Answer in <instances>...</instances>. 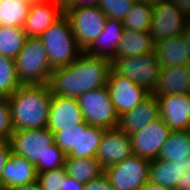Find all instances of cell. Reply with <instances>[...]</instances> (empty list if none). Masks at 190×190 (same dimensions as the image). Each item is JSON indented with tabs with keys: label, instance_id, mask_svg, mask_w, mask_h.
Masks as SVG:
<instances>
[{
	"label": "cell",
	"instance_id": "cell-1",
	"mask_svg": "<svg viewBox=\"0 0 190 190\" xmlns=\"http://www.w3.org/2000/svg\"><path fill=\"white\" fill-rule=\"evenodd\" d=\"M111 61L83 51L65 67L53 69L49 79L51 94L78 98L82 94L107 84Z\"/></svg>",
	"mask_w": 190,
	"mask_h": 190
},
{
	"label": "cell",
	"instance_id": "cell-16",
	"mask_svg": "<svg viewBox=\"0 0 190 190\" xmlns=\"http://www.w3.org/2000/svg\"><path fill=\"white\" fill-rule=\"evenodd\" d=\"M160 118L158 97L150 93L135 108L119 116L117 128L130 135Z\"/></svg>",
	"mask_w": 190,
	"mask_h": 190
},
{
	"label": "cell",
	"instance_id": "cell-19",
	"mask_svg": "<svg viewBox=\"0 0 190 190\" xmlns=\"http://www.w3.org/2000/svg\"><path fill=\"white\" fill-rule=\"evenodd\" d=\"M37 177L36 166L25 157L11 151L2 173V190L32 183Z\"/></svg>",
	"mask_w": 190,
	"mask_h": 190
},
{
	"label": "cell",
	"instance_id": "cell-9",
	"mask_svg": "<svg viewBox=\"0 0 190 190\" xmlns=\"http://www.w3.org/2000/svg\"><path fill=\"white\" fill-rule=\"evenodd\" d=\"M150 164V160L132 154L104 169V174L115 190H139L149 180Z\"/></svg>",
	"mask_w": 190,
	"mask_h": 190
},
{
	"label": "cell",
	"instance_id": "cell-5",
	"mask_svg": "<svg viewBox=\"0 0 190 190\" xmlns=\"http://www.w3.org/2000/svg\"><path fill=\"white\" fill-rule=\"evenodd\" d=\"M17 76L22 85H48L52 68L44 44L39 37H27L15 58Z\"/></svg>",
	"mask_w": 190,
	"mask_h": 190
},
{
	"label": "cell",
	"instance_id": "cell-20",
	"mask_svg": "<svg viewBox=\"0 0 190 190\" xmlns=\"http://www.w3.org/2000/svg\"><path fill=\"white\" fill-rule=\"evenodd\" d=\"M123 31L122 20L107 18L104 30L85 52L112 61L116 57Z\"/></svg>",
	"mask_w": 190,
	"mask_h": 190
},
{
	"label": "cell",
	"instance_id": "cell-45",
	"mask_svg": "<svg viewBox=\"0 0 190 190\" xmlns=\"http://www.w3.org/2000/svg\"><path fill=\"white\" fill-rule=\"evenodd\" d=\"M136 1L154 4V3H158V2H160L162 0H136Z\"/></svg>",
	"mask_w": 190,
	"mask_h": 190
},
{
	"label": "cell",
	"instance_id": "cell-35",
	"mask_svg": "<svg viewBox=\"0 0 190 190\" xmlns=\"http://www.w3.org/2000/svg\"><path fill=\"white\" fill-rule=\"evenodd\" d=\"M84 190H115L105 174L84 184Z\"/></svg>",
	"mask_w": 190,
	"mask_h": 190
},
{
	"label": "cell",
	"instance_id": "cell-12",
	"mask_svg": "<svg viewBox=\"0 0 190 190\" xmlns=\"http://www.w3.org/2000/svg\"><path fill=\"white\" fill-rule=\"evenodd\" d=\"M170 132L171 129L160 117L143 130L130 134L133 154L150 161L157 159Z\"/></svg>",
	"mask_w": 190,
	"mask_h": 190
},
{
	"label": "cell",
	"instance_id": "cell-46",
	"mask_svg": "<svg viewBox=\"0 0 190 190\" xmlns=\"http://www.w3.org/2000/svg\"><path fill=\"white\" fill-rule=\"evenodd\" d=\"M23 1L30 3V4H33V3L38 2L40 0H23Z\"/></svg>",
	"mask_w": 190,
	"mask_h": 190
},
{
	"label": "cell",
	"instance_id": "cell-39",
	"mask_svg": "<svg viewBox=\"0 0 190 190\" xmlns=\"http://www.w3.org/2000/svg\"><path fill=\"white\" fill-rule=\"evenodd\" d=\"M190 187V174L188 172L183 174V177L177 182L175 190H188Z\"/></svg>",
	"mask_w": 190,
	"mask_h": 190
},
{
	"label": "cell",
	"instance_id": "cell-7",
	"mask_svg": "<svg viewBox=\"0 0 190 190\" xmlns=\"http://www.w3.org/2000/svg\"><path fill=\"white\" fill-rule=\"evenodd\" d=\"M84 121L91 126L115 129L119 116L106 86L90 90L77 98Z\"/></svg>",
	"mask_w": 190,
	"mask_h": 190
},
{
	"label": "cell",
	"instance_id": "cell-4",
	"mask_svg": "<svg viewBox=\"0 0 190 190\" xmlns=\"http://www.w3.org/2000/svg\"><path fill=\"white\" fill-rule=\"evenodd\" d=\"M53 69L65 67L83 50L77 45L68 18L63 14L40 37Z\"/></svg>",
	"mask_w": 190,
	"mask_h": 190
},
{
	"label": "cell",
	"instance_id": "cell-6",
	"mask_svg": "<svg viewBox=\"0 0 190 190\" xmlns=\"http://www.w3.org/2000/svg\"><path fill=\"white\" fill-rule=\"evenodd\" d=\"M111 69L152 93L158 83L160 65L155 51L135 57H115Z\"/></svg>",
	"mask_w": 190,
	"mask_h": 190
},
{
	"label": "cell",
	"instance_id": "cell-44",
	"mask_svg": "<svg viewBox=\"0 0 190 190\" xmlns=\"http://www.w3.org/2000/svg\"><path fill=\"white\" fill-rule=\"evenodd\" d=\"M185 34V44H186V51H187V60L188 64L190 65V25L184 32Z\"/></svg>",
	"mask_w": 190,
	"mask_h": 190
},
{
	"label": "cell",
	"instance_id": "cell-32",
	"mask_svg": "<svg viewBox=\"0 0 190 190\" xmlns=\"http://www.w3.org/2000/svg\"><path fill=\"white\" fill-rule=\"evenodd\" d=\"M66 176L67 172L64 166L59 169L38 173L37 181L41 190H61Z\"/></svg>",
	"mask_w": 190,
	"mask_h": 190
},
{
	"label": "cell",
	"instance_id": "cell-34",
	"mask_svg": "<svg viewBox=\"0 0 190 190\" xmlns=\"http://www.w3.org/2000/svg\"><path fill=\"white\" fill-rule=\"evenodd\" d=\"M77 126L64 131L54 133V143L67 154L72 148H76Z\"/></svg>",
	"mask_w": 190,
	"mask_h": 190
},
{
	"label": "cell",
	"instance_id": "cell-11",
	"mask_svg": "<svg viewBox=\"0 0 190 190\" xmlns=\"http://www.w3.org/2000/svg\"><path fill=\"white\" fill-rule=\"evenodd\" d=\"M106 87L118 116L135 108L150 94L144 87L137 85L128 77L115 73L112 69L108 73Z\"/></svg>",
	"mask_w": 190,
	"mask_h": 190
},
{
	"label": "cell",
	"instance_id": "cell-26",
	"mask_svg": "<svg viewBox=\"0 0 190 190\" xmlns=\"http://www.w3.org/2000/svg\"><path fill=\"white\" fill-rule=\"evenodd\" d=\"M65 168L67 175L82 184H87L104 174V169L96 158L66 157Z\"/></svg>",
	"mask_w": 190,
	"mask_h": 190
},
{
	"label": "cell",
	"instance_id": "cell-36",
	"mask_svg": "<svg viewBox=\"0 0 190 190\" xmlns=\"http://www.w3.org/2000/svg\"><path fill=\"white\" fill-rule=\"evenodd\" d=\"M11 147L9 141H0V190H2V173L5 167L6 161L9 158Z\"/></svg>",
	"mask_w": 190,
	"mask_h": 190
},
{
	"label": "cell",
	"instance_id": "cell-24",
	"mask_svg": "<svg viewBox=\"0 0 190 190\" xmlns=\"http://www.w3.org/2000/svg\"><path fill=\"white\" fill-rule=\"evenodd\" d=\"M188 164L155 159L151 161L149 180L168 190H175L177 182L187 172Z\"/></svg>",
	"mask_w": 190,
	"mask_h": 190
},
{
	"label": "cell",
	"instance_id": "cell-37",
	"mask_svg": "<svg viewBox=\"0 0 190 190\" xmlns=\"http://www.w3.org/2000/svg\"><path fill=\"white\" fill-rule=\"evenodd\" d=\"M61 190H84V184L67 175Z\"/></svg>",
	"mask_w": 190,
	"mask_h": 190
},
{
	"label": "cell",
	"instance_id": "cell-17",
	"mask_svg": "<svg viewBox=\"0 0 190 190\" xmlns=\"http://www.w3.org/2000/svg\"><path fill=\"white\" fill-rule=\"evenodd\" d=\"M63 14L52 0H40L31 4L23 29L27 37H40Z\"/></svg>",
	"mask_w": 190,
	"mask_h": 190
},
{
	"label": "cell",
	"instance_id": "cell-28",
	"mask_svg": "<svg viewBox=\"0 0 190 190\" xmlns=\"http://www.w3.org/2000/svg\"><path fill=\"white\" fill-rule=\"evenodd\" d=\"M26 39L27 35L22 27L0 25V55L15 59Z\"/></svg>",
	"mask_w": 190,
	"mask_h": 190
},
{
	"label": "cell",
	"instance_id": "cell-15",
	"mask_svg": "<svg viewBox=\"0 0 190 190\" xmlns=\"http://www.w3.org/2000/svg\"><path fill=\"white\" fill-rule=\"evenodd\" d=\"M160 117L171 131L190 130V93L158 97Z\"/></svg>",
	"mask_w": 190,
	"mask_h": 190
},
{
	"label": "cell",
	"instance_id": "cell-22",
	"mask_svg": "<svg viewBox=\"0 0 190 190\" xmlns=\"http://www.w3.org/2000/svg\"><path fill=\"white\" fill-rule=\"evenodd\" d=\"M157 159L188 164L190 167V130L171 131Z\"/></svg>",
	"mask_w": 190,
	"mask_h": 190
},
{
	"label": "cell",
	"instance_id": "cell-38",
	"mask_svg": "<svg viewBox=\"0 0 190 190\" xmlns=\"http://www.w3.org/2000/svg\"><path fill=\"white\" fill-rule=\"evenodd\" d=\"M174 3L180 11L190 19V0H168Z\"/></svg>",
	"mask_w": 190,
	"mask_h": 190
},
{
	"label": "cell",
	"instance_id": "cell-8",
	"mask_svg": "<svg viewBox=\"0 0 190 190\" xmlns=\"http://www.w3.org/2000/svg\"><path fill=\"white\" fill-rule=\"evenodd\" d=\"M68 18L77 45L85 51L104 30L107 17L98 6L69 8Z\"/></svg>",
	"mask_w": 190,
	"mask_h": 190
},
{
	"label": "cell",
	"instance_id": "cell-14",
	"mask_svg": "<svg viewBox=\"0 0 190 190\" xmlns=\"http://www.w3.org/2000/svg\"><path fill=\"white\" fill-rule=\"evenodd\" d=\"M133 154L130 136L118 128L106 129L101 138L95 158L103 169L123 162Z\"/></svg>",
	"mask_w": 190,
	"mask_h": 190
},
{
	"label": "cell",
	"instance_id": "cell-10",
	"mask_svg": "<svg viewBox=\"0 0 190 190\" xmlns=\"http://www.w3.org/2000/svg\"><path fill=\"white\" fill-rule=\"evenodd\" d=\"M153 5L149 33L154 43L182 35L190 25V19L174 3L162 0Z\"/></svg>",
	"mask_w": 190,
	"mask_h": 190
},
{
	"label": "cell",
	"instance_id": "cell-13",
	"mask_svg": "<svg viewBox=\"0 0 190 190\" xmlns=\"http://www.w3.org/2000/svg\"><path fill=\"white\" fill-rule=\"evenodd\" d=\"M84 122L77 98L51 95L47 128L54 134L74 128Z\"/></svg>",
	"mask_w": 190,
	"mask_h": 190
},
{
	"label": "cell",
	"instance_id": "cell-40",
	"mask_svg": "<svg viewBox=\"0 0 190 190\" xmlns=\"http://www.w3.org/2000/svg\"><path fill=\"white\" fill-rule=\"evenodd\" d=\"M54 5L58 7L63 13L72 8L74 5L75 0H52Z\"/></svg>",
	"mask_w": 190,
	"mask_h": 190
},
{
	"label": "cell",
	"instance_id": "cell-29",
	"mask_svg": "<svg viewBox=\"0 0 190 190\" xmlns=\"http://www.w3.org/2000/svg\"><path fill=\"white\" fill-rule=\"evenodd\" d=\"M153 7V4L136 1L122 21L124 29L149 31Z\"/></svg>",
	"mask_w": 190,
	"mask_h": 190
},
{
	"label": "cell",
	"instance_id": "cell-2",
	"mask_svg": "<svg viewBox=\"0 0 190 190\" xmlns=\"http://www.w3.org/2000/svg\"><path fill=\"white\" fill-rule=\"evenodd\" d=\"M9 144L11 151L34 164L38 173L65 166L66 154L54 143V134L47 127L14 130Z\"/></svg>",
	"mask_w": 190,
	"mask_h": 190
},
{
	"label": "cell",
	"instance_id": "cell-3",
	"mask_svg": "<svg viewBox=\"0 0 190 190\" xmlns=\"http://www.w3.org/2000/svg\"><path fill=\"white\" fill-rule=\"evenodd\" d=\"M51 92L46 84L21 85L8 97L14 130L45 128Z\"/></svg>",
	"mask_w": 190,
	"mask_h": 190
},
{
	"label": "cell",
	"instance_id": "cell-43",
	"mask_svg": "<svg viewBox=\"0 0 190 190\" xmlns=\"http://www.w3.org/2000/svg\"><path fill=\"white\" fill-rule=\"evenodd\" d=\"M139 190H168V189L148 180Z\"/></svg>",
	"mask_w": 190,
	"mask_h": 190
},
{
	"label": "cell",
	"instance_id": "cell-18",
	"mask_svg": "<svg viewBox=\"0 0 190 190\" xmlns=\"http://www.w3.org/2000/svg\"><path fill=\"white\" fill-rule=\"evenodd\" d=\"M152 93L156 97L166 94L190 93V65L162 67L157 86Z\"/></svg>",
	"mask_w": 190,
	"mask_h": 190
},
{
	"label": "cell",
	"instance_id": "cell-23",
	"mask_svg": "<svg viewBox=\"0 0 190 190\" xmlns=\"http://www.w3.org/2000/svg\"><path fill=\"white\" fill-rule=\"evenodd\" d=\"M154 51L161 68L188 64L184 33L156 42Z\"/></svg>",
	"mask_w": 190,
	"mask_h": 190
},
{
	"label": "cell",
	"instance_id": "cell-25",
	"mask_svg": "<svg viewBox=\"0 0 190 190\" xmlns=\"http://www.w3.org/2000/svg\"><path fill=\"white\" fill-rule=\"evenodd\" d=\"M155 43L149 31L124 29L116 57H135L154 51Z\"/></svg>",
	"mask_w": 190,
	"mask_h": 190
},
{
	"label": "cell",
	"instance_id": "cell-42",
	"mask_svg": "<svg viewBox=\"0 0 190 190\" xmlns=\"http://www.w3.org/2000/svg\"><path fill=\"white\" fill-rule=\"evenodd\" d=\"M7 190H41V189H40L38 181L36 180L32 183L24 184V185H20V186H14Z\"/></svg>",
	"mask_w": 190,
	"mask_h": 190
},
{
	"label": "cell",
	"instance_id": "cell-21",
	"mask_svg": "<svg viewBox=\"0 0 190 190\" xmlns=\"http://www.w3.org/2000/svg\"><path fill=\"white\" fill-rule=\"evenodd\" d=\"M105 130L101 127L88 125L85 121L78 125L76 148H72L66 157L95 158Z\"/></svg>",
	"mask_w": 190,
	"mask_h": 190
},
{
	"label": "cell",
	"instance_id": "cell-41",
	"mask_svg": "<svg viewBox=\"0 0 190 190\" xmlns=\"http://www.w3.org/2000/svg\"><path fill=\"white\" fill-rule=\"evenodd\" d=\"M100 0H75L72 8L98 6Z\"/></svg>",
	"mask_w": 190,
	"mask_h": 190
},
{
	"label": "cell",
	"instance_id": "cell-33",
	"mask_svg": "<svg viewBox=\"0 0 190 190\" xmlns=\"http://www.w3.org/2000/svg\"><path fill=\"white\" fill-rule=\"evenodd\" d=\"M13 131L9 100L0 97V141H9Z\"/></svg>",
	"mask_w": 190,
	"mask_h": 190
},
{
	"label": "cell",
	"instance_id": "cell-30",
	"mask_svg": "<svg viewBox=\"0 0 190 190\" xmlns=\"http://www.w3.org/2000/svg\"><path fill=\"white\" fill-rule=\"evenodd\" d=\"M21 85L15 59L0 55V97H10Z\"/></svg>",
	"mask_w": 190,
	"mask_h": 190
},
{
	"label": "cell",
	"instance_id": "cell-27",
	"mask_svg": "<svg viewBox=\"0 0 190 190\" xmlns=\"http://www.w3.org/2000/svg\"><path fill=\"white\" fill-rule=\"evenodd\" d=\"M30 6L23 0H0V25L23 28Z\"/></svg>",
	"mask_w": 190,
	"mask_h": 190
},
{
	"label": "cell",
	"instance_id": "cell-31",
	"mask_svg": "<svg viewBox=\"0 0 190 190\" xmlns=\"http://www.w3.org/2000/svg\"><path fill=\"white\" fill-rule=\"evenodd\" d=\"M136 0H100L98 7L107 18L122 20Z\"/></svg>",
	"mask_w": 190,
	"mask_h": 190
}]
</instances>
